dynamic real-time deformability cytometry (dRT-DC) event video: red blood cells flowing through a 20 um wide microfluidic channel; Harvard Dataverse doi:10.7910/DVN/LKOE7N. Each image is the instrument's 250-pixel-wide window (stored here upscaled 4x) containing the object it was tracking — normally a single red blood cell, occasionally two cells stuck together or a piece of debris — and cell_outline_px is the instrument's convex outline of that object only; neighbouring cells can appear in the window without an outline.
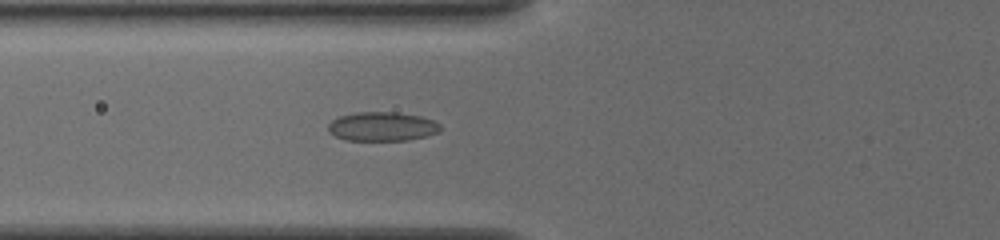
{"species": "common noctule bat (a hibernating species)", "species_latin": "Nyctalus noctula", "temperature_condition": "cold", "stored_images_in_passage": 37, "camera_frame_rate_fps": 3000, "um_per_image_px": 0.085, "animal": {"sex": "female", "body_mass_g": 19.5, "forearm_length_mm": 54.1}, "frame": {"image": 1, "passage_image": 5, "time_ms": 1.333, "image_size_px": [1000, 240], "cell_outline_px": [[440, 132], [428, 136], [408, 140], [344, 140], [328, 132], [328, 124], [332, 120], [340, 116], [356, 112], [396, 112], [420, 116], [432, 120], [440, 124]], "centroid_in_image_um": [32.49, 10.75], "position_along_channel_um": 93.3, "area_um2": 19.07}}
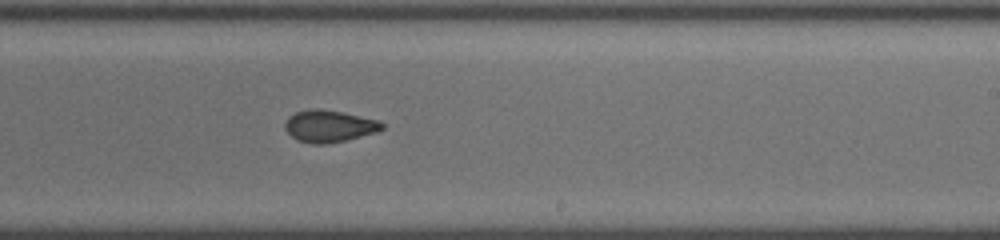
{"frame": {"image": 2, "passage_image": 18, "time_ms": 5.667, "image_size_px": [1000, 240], "cell_outline_px": [[384, 128], [376, 132], [328, 144], [312, 144], [296, 140], [284, 128], [284, 124], [288, 116], [296, 112], [312, 108], [320, 108], [344, 112], [380, 120], [384, 124]], "centroid_in_image_um": [27.97, 10.71], "position_along_channel_um": 261.0, "area_um2": 18.26}}
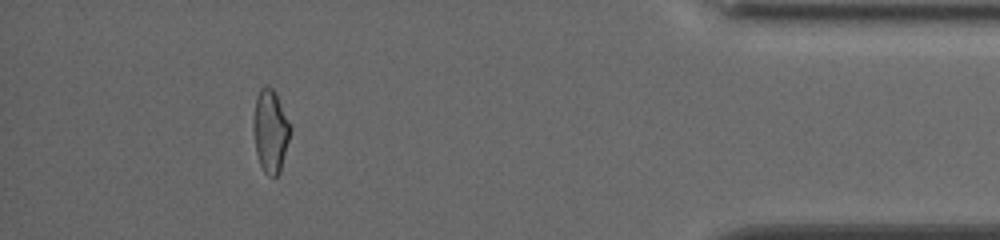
{"frame": {"image": 3, "passage_image": 33, "time_ms": 10.667, "image_size_px": [1000, 240], "cell_outline_px": [[292, 128], [280, 172], [276, 176], [268, 176], [264, 172], [260, 164], [256, 152], [252, 128], [252, 120], [256, 96], [260, 88], [272, 88], [276, 92], [292, 124]], "centroid_in_image_um": [22.99, 11.12], "position_along_channel_um": 412.2, "area_um2": 18.21}, "authors_computed_cell_mechanics": {"area_um2": 18.0336, "velocity_mm_per_s": 3.8706, "shape_relaxation_time_tau1_ms": null, "shape_relaxation_time_tau2_ms": 1.3074, "deformation_change_tau1": null, "deformation_change_tau2": 0.0528}}